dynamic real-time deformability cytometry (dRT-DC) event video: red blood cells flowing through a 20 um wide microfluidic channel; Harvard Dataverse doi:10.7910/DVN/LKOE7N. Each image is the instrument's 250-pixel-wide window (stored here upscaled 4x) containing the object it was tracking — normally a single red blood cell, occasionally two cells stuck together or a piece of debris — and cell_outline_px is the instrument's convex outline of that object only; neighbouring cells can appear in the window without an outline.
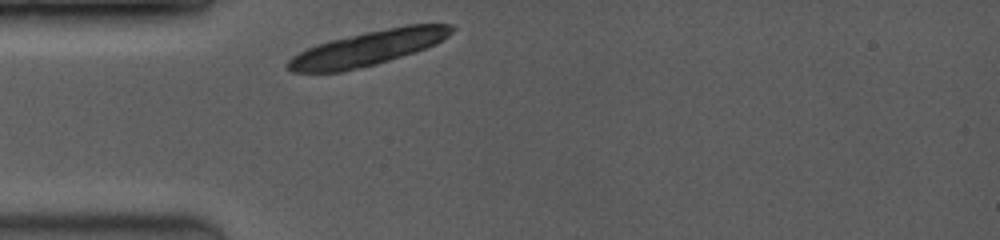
{"species": "common noctule bat (a hibernating species)", "species_latin": "Nyctalus noctula", "temperature_condition": "room temperature", "stored_images_in_passage": 1, "camera_frame_rate_fps": 3500, "um_per_image_px": 0.085, "animal": {"sex": "female", "body_mass_g": 19.0, "forearm_length_mm": 53.3}, "frame": {"image": 1, "passage_image": 1, "time_ms": 0.0, "image_size_px": [1000, 240], "cell_outline_px": [[456, 28], [448, 36], [436, 44], [416, 52], [376, 64], [340, 72], [292, 72], [284, 64], [292, 56], [316, 44], [328, 40], [408, 24], [452, 24]], "centroid_in_image_um": [31.29, 4.09], "position_along_channel_um": 53.7, "area_um2": 32.95}}